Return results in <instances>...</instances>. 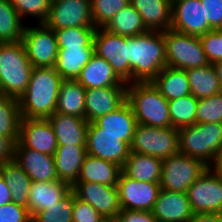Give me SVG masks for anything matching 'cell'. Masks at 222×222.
I'll return each mask as SVG.
<instances>
[{
  "instance_id": "27",
  "label": "cell",
  "mask_w": 222,
  "mask_h": 222,
  "mask_svg": "<svg viewBox=\"0 0 222 222\" xmlns=\"http://www.w3.org/2000/svg\"><path fill=\"white\" fill-rule=\"evenodd\" d=\"M86 155V146H58L53 156L58 179L73 186L78 180Z\"/></svg>"
},
{
  "instance_id": "13",
  "label": "cell",
  "mask_w": 222,
  "mask_h": 222,
  "mask_svg": "<svg viewBox=\"0 0 222 222\" xmlns=\"http://www.w3.org/2000/svg\"><path fill=\"white\" fill-rule=\"evenodd\" d=\"M120 205L125 210L152 211L161 190L160 183L137 181L123 171L117 183Z\"/></svg>"
},
{
  "instance_id": "50",
  "label": "cell",
  "mask_w": 222,
  "mask_h": 222,
  "mask_svg": "<svg viewBox=\"0 0 222 222\" xmlns=\"http://www.w3.org/2000/svg\"><path fill=\"white\" fill-rule=\"evenodd\" d=\"M13 202L10 189L0 175V206Z\"/></svg>"
},
{
  "instance_id": "49",
  "label": "cell",
  "mask_w": 222,
  "mask_h": 222,
  "mask_svg": "<svg viewBox=\"0 0 222 222\" xmlns=\"http://www.w3.org/2000/svg\"><path fill=\"white\" fill-rule=\"evenodd\" d=\"M189 222H222V214L219 213H194Z\"/></svg>"
},
{
  "instance_id": "52",
  "label": "cell",
  "mask_w": 222,
  "mask_h": 222,
  "mask_svg": "<svg viewBox=\"0 0 222 222\" xmlns=\"http://www.w3.org/2000/svg\"><path fill=\"white\" fill-rule=\"evenodd\" d=\"M212 65L215 69V72H216V75L218 77L220 87H221V90H222V61L213 63Z\"/></svg>"
},
{
  "instance_id": "1",
  "label": "cell",
  "mask_w": 222,
  "mask_h": 222,
  "mask_svg": "<svg viewBox=\"0 0 222 222\" xmlns=\"http://www.w3.org/2000/svg\"><path fill=\"white\" fill-rule=\"evenodd\" d=\"M63 81L54 67H34L27 89L18 99L21 117L46 119L55 113Z\"/></svg>"
},
{
  "instance_id": "6",
  "label": "cell",
  "mask_w": 222,
  "mask_h": 222,
  "mask_svg": "<svg viewBox=\"0 0 222 222\" xmlns=\"http://www.w3.org/2000/svg\"><path fill=\"white\" fill-rule=\"evenodd\" d=\"M167 66L188 70L209 65L199 36L169 28L164 32Z\"/></svg>"
},
{
  "instance_id": "37",
  "label": "cell",
  "mask_w": 222,
  "mask_h": 222,
  "mask_svg": "<svg viewBox=\"0 0 222 222\" xmlns=\"http://www.w3.org/2000/svg\"><path fill=\"white\" fill-rule=\"evenodd\" d=\"M198 99L192 94L168 101L171 127L182 128L196 123Z\"/></svg>"
},
{
  "instance_id": "4",
  "label": "cell",
  "mask_w": 222,
  "mask_h": 222,
  "mask_svg": "<svg viewBox=\"0 0 222 222\" xmlns=\"http://www.w3.org/2000/svg\"><path fill=\"white\" fill-rule=\"evenodd\" d=\"M33 68L22 41L0 43V94L19 99Z\"/></svg>"
},
{
  "instance_id": "24",
  "label": "cell",
  "mask_w": 222,
  "mask_h": 222,
  "mask_svg": "<svg viewBox=\"0 0 222 222\" xmlns=\"http://www.w3.org/2000/svg\"><path fill=\"white\" fill-rule=\"evenodd\" d=\"M149 31L165 32L171 28L172 3L169 0H130Z\"/></svg>"
},
{
  "instance_id": "40",
  "label": "cell",
  "mask_w": 222,
  "mask_h": 222,
  "mask_svg": "<svg viewBox=\"0 0 222 222\" xmlns=\"http://www.w3.org/2000/svg\"><path fill=\"white\" fill-rule=\"evenodd\" d=\"M130 4V0H91L93 24L96 28H103L114 15Z\"/></svg>"
},
{
  "instance_id": "5",
  "label": "cell",
  "mask_w": 222,
  "mask_h": 222,
  "mask_svg": "<svg viewBox=\"0 0 222 222\" xmlns=\"http://www.w3.org/2000/svg\"><path fill=\"white\" fill-rule=\"evenodd\" d=\"M179 152L210 165L222 149V123H195L178 129Z\"/></svg>"
},
{
  "instance_id": "20",
  "label": "cell",
  "mask_w": 222,
  "mask_h": 222,
  "mask_svg": "<svg viewBox=\"0 0 222 222\" xmlns=\"http://www.w3.org/2000/svg\"><path fill=\"white\" fill-rule=\"evenodd\" d=\"M152 214L158 222H189L194 212L185 192L161 189Z\"/></svg>"
},
{
  "instance_id": "12",
  "label": "cell",
  "mask_w": 222,
  "mask_h": 222,
  "mask_svg": "<svg viewBox=\"0 0 222 222\" xmlns=\"http://www.w3.org/2000/svg\"><path fill=\"white\" fill-rule=\"evenodd\" d=\"M194 213L222 214V179L209 168L186 191Z\"/></svg>"
},
{
  "instance_id": "32",
  "label": "cell",
  "mask_w": 222,
  "mask_h": 222,
  "mask_svg": "<svg viewBox=\"0 0 222 222\" xmlns=\"http://www.w3.org/2000/svg\"><path fill=\"white\" fill-rule=\"evenodd\" d=\"M85 93L86 89L77 80H64L55 112L85 118Z\"/></svg>"
},
{
  "instance_id": "17",
  "label": "cell",
  "mask_w": 222,
  "mask_h": 222,
  "mask_svg": "<svg viewBox=\"0 0 222 222\" xmlns=\"http://www.w3.org/2000/svg\"><path fill=\"white\" fill-rule=\"evenodd\" d=\"M85 98V119L91 123L127 101V85L86 89Z\"/></svg>"
},
{
  "instance_id": "21",
  "label": "cell",
  "mask_w": 222,
  "mask_h": 222,
  "mask_svg": "<svg viewBox=\"0 0 222 222\" xmlns=\"http://www.w3.org/2000/svg\"><path fill=\"white\" fill-rule=\"evenodd\" d=\"M47 119L55 132L58 146H86L89 123L85 118L55 112Z\"/></svg>"
},
{
  "instance_id": "19",
  "label": "cell",
  "mask_w": 222,
  "mask_h": 222,
  "mask_svg": "<svg viewBox=\"0 0 222 222\" xmlns=\"http://www.w3.org/2000/svg\"><path fill=\"white\" fill-rule=\"evenodd\" d=\"M14 160L33 181H57L54 157L25 148L19 141L14 146Z\"/></svg>"
},
{
  "instance_id": "41",
  "label": "cell",
  "mask_w": 222,
  "mask_h": 222,
  "mask_svg": "<svg viewBox=\"0 0 222 222\" xmlns=\"http://www.w3.org/2000/svg\"><path fill=\"white\" fill-rule=\"evenodd\" d=\"M12 6L25 22V18L33 17L36 24H44L49 15L51 0H10ZM30 16V17H29Z\"/></svg>"
},
{
  "instance_id": "42",
  "label": "cell",
  "mask_w": 222,
  "mask_h": 222,
  "mask_svg": "<svg viewBox=\"0 0 222 222\" xmlns=\"http://www.w3.org/2000/svg\"><path fill=\"white\" fill-rule=\"evenodd\" d=\"M196 123H222V91L198 99Z\"/></svg>"
},
{
  "instance_id": "14",
  "label": "cell",
  "mask_w": 222,
  "mask_h": 222,
  "mask_svg": "<svg viewBox=\"0 0 222 222\" xmlns=\"http://www.w3.org/2000/svg\"><path fill=\"white\" fill-rule=\"evenodd\" d=\"M87 154L107 160L123 168L130 153V146L119 136L101 132V128L91 122L87 128Z\"/></svg>"
},
{
  "instance_id": "34",
  "label": "cell",
  "mask_w": 222,
  "mask_h": 222,
  "mask_svg": "<svg viewBox=\"0 0 222 222\" xmlns=\"http://www.w3.org/2000/svg\"><path fill=\"white\" fill-rule=\"evenodd\" d=\"M103 28L109 33L126 37L143 34L149 31L141 15L131 4L121 9Z\"/></svg>"
},
{
  "instance_id": "9",
  "label": "cell",
  "mask_w": 222,
  "mask_h": 222,
  "mask_svg": "<svg viewBox=\"0 0 222 222\" xmlns=\"http://www.w3.org/2000/svg\"><path fill=\"white\" fill-rule=\"evenodd\" d=\"M21 41L33 67H55L59 48L54 30L27 24Z\"/></svg>"
},
{
  "instance_id": "47",
  "label": "cell",
  "mask_w": 222,
  "mask_h": 222,
  "mask_svg": "<svg viewBox=\"0 0 222 222\" xmlns=\"http://www.w3.org/2000/svg\"><path fill=\"white\" fill-rule=\"evenodd\" d=\"M115 222H158L152 211H136L122 209L114 218Z\"/></svg>"
},
{
  "instance_id": "7",
  "label": "cell",
  "mask_w": 222,
  "mask_h": 222,
  "mask_svg": "<svg viewBox=\"0 0 222 222\" xmlns=\"http://www.w3.org/2000/svg\"><path fill=\"white\" fill-rule=\"evenodd\" d=\"M130 151L165 159L179 152V132L173 127H152L137 123Z\"/></svg>"
},
{
  "instance_id": "35",
  "label": "cell",
  "mask_w": 222,
  "mask_h": 222,
  "mask_svg": "<svg viewBox=\"0 0 222 222\" xmlns=\"http://www.w3.org/2000/svg\"><path fill=\"white\" fill-rule=\"evenodd\" d=\"M26 25L10 0H0V43L21 41Z\"/></svg>"
},
{
  "instance_id": "51",
  "label": "cell",
  "mask_w": 222,
  "mask_h": 222,
  "mask_svg": "<svg viewBox=\"0 0 222 222\" xmlns=\"http://www.w3.org/2000/svg\"><path fill=\"white\" fill-rule=\"evenodd\" d=\"M208 168L219 178L222 179V149L214 158L213 162L208 166Z\"/></svg>"
},
{
  "instance_id": "36",
  "label": "cell",
  "mask_w": 222,
  "mask_h": 222,
  "mask_svg": "<svg viewBox=\"0 0 222 222\" xmlns=\"http://www.w3.org/2000/svg\"><path fill=\"white\" fill-rule=\"evenodd\" d=\"M21 119L18 99L0 94V134L9 137L16 144Z\"/></svg>"
},
{
  "instance_id": "46",
  "label": "cell",
  "mask_w": 222,
  "mask_h": 222,
  "mask_svg": "<svg viewBox=\"0 0 222 222\" xmlns=\"http://www.w3.org/2000/svg\"><path fill=\"white\" fill-rule=\"evenodd\" d=\"M205 19L213 30L222 29V0H201Z\"/></svg>"
},
{
  "instance_id": "23",
  "label": "cell",
  "mask_w": 222,
  "mask_h": 222,
  "mask_svg": "<svg viewBox=\"0 0 222 222\" xmlns=\"http://www.w3.org/2000/svg\"><path fill=\"white\" fill-rule=\"evenodd\" d=\"M94 122L101 128V132L117 135L120 140L131 145L137 120L127 101L115 111L109 112Z\"/></svg>"
},
{
  "instance_id": "39",
  "label": "cell",
  "mask_w": 222,
  "mask_h": 222,
  "mask_svg": "<svg viewBox=\"0 0 222 222\" xmlns=\"http://www.w3.org/2000/svg\"><path fill=\"white\" fill-rule=\"evenodd\" d=\"M96 27H71L54 30L58 48L87 47L94 37Z\"/></svg>"
},
{
  "instance_id": "53",
  "label": "cell",
  "mask_w": 222,
  "mask_h": 222,
  "mask_svg": "<svg viewBox=\"0 0 222 222\" xmlns=\"http://www.w3.org/2000/svg\"><path fill=\"white\" fill-rule=\"evenodd\" d=\"M103 222H115L114 219H105Z\"/></svg>"
},
{
  "instance_id": "38",
  "label": "cell",
  "mask_w": 222,
  "mask_h": 222,
  "mask_svg": "<svg viewBox=\"0 0 222 222\" xmlns=\"http://www.w3.org/2000/svg\"><path fill=\"white\" fill-rule=\"evenodd\" d=\"M75 193L71 190L63 199L49 209L37 212L32 222H73Z\"/></svg>"
},
{
  "instance_id": "2",
  "label": "cell",
  "mask_w": 222,
  "mask_h": 222,
  "mask_svg": "<svg viewBox=\"0 0 222 222\" xmlns=\"http://www.w3.org/2000/svg\"><path fill=\"white\" fill-rule=\"evenodd\" d=\"M127 46L132 82L152 81L167 66L164 32L127 37Z\"/></svg>"
},
{
  "instance_id": "8",
  "label": "cell",
  "mask_w": 222,
  "mask_h": 222,
  "mask_svg": "<svg viewBox=\"0 0 222 222\" xmlns=\"http://www.w3.org/2000/svg\"><path fill=\"white\" fill-rule=\"evenodd\" d=\"M208 169L200 159L178 152L162 161L161 189L185 192Z\"/></svg>"
},
{
  "instance_id": "3",
  "label": "cell",
  "mask_w": 222,
  "mask_h": 222,
  "mask_svg": "<svg viewBox=\"0 0 222 222\" xmlns=\"http://www.w3.org/2000/svg\"><path fill=\"white\" fill-rule=\"evenodd\" d=\"M127 102L137 123L152 127H170L168 100L151 81L127 83Z\"/></svg>"
},
{
  "instance_id": "11",
  "label": "cell",
  "mask_w": 222,
  "mask_h": 222,
  "mask_svg": "<svg viewBox=\"0 0 222 222\" xmlns=\"http://www.w3.org/2000/svg\"><path fill=\"white\" fill-rule=\"evenodd\" d=\"M44 24L52 30L95 27L91 0H51L49 15Z\"/></svg>"
},
{
  "instance_id": "18",
  "label": "cell",
  "mask_w": 222,
  "mask_h": 222,
  "mask_svg": "<svg viewBox=\"0 0 222 222\" xmlns=\"http://www.w3.org/2000/svg\"><path fill=\"white\" fill-rule=\"evenodd\" d=\"M18 141L25 148L52 156L58 147L55 132L47 118H22Z\"/></svg>"
},
{
  "instance_id": "30",
  "label": "cell",
  "mask_w": 222,
  "mask_h": 222,
  "mask_svg": "<svg viewBox=\"0 0 222 222\" xmlns=\"http://www.w3.org/2000/svg\"><path fill=\"white\" fill-rule=\"evenodd\" d=\"M151 82L168 101L191 94L187 72L183 69L165 66Z\"/></svg>"
},
{
  "instance_id": "28",
  "label": "cell",
  "mask_w": 222,
  "mask_h": 222,
  "mask_svg": "<svg viewBox=\"0 0 222 222\" xmlns=\"http://www.w3.org/2000/svg\"><path fill=\"white\" fill-rule=\"evenodd\" d=\"M122 168L110 161L87 154L83 161L76 183H99L117 186Z\"/></svg>"
},
{
  "instance_id": "25",
  "label": "cell",
  "mask_w": 222,
  "mask_h": 222,
  "mask_svg": "<svg viewBox=\"0 0 222 222\" xmlns=\"http://www.w3.org/2000/svg\"><path fill=\"white\" fill-rule=\"evenodd\" d=\"M94 54L93 41L87 47L59 48L54 68L63 80H77Z\"/></svg>"
},
{
  "instance_id": "33",
  "label": "cell",
  "mask_w": 222,
  "mask_h": 222,
  "mask_svg": "<svg viewBox=\"0 0 222 222\" xmlns=\"http://www.w3.org/2000/svg\"><path fill=\"white\" fill-rule=\"evenodd\" d=\"M190 92L197 98H207L221 92L220 83L212 64L186 70Z\"/></svg>"
},
{
  "instance_id": "26",
  "label": "cell",
  "mask_w": 222,
  "mask_h": 222,
  "mask_svg": "<svg viewBox=\"0 0 222 222\" xmlns=\"http://www.w3.org/2000/svg\"><path fill=\"white\" fill-rule=\"evenodd\" d=\"M77 81L85 89L127 85L116 75L107 60L97 54L82 69Z\"/></svg>"
},
{
  "instance_id": "48",
  "label": "cell",
  "mask_w": 222,
  "mask_h": 222,
  "mask_svg": "<svg viewBox=\"0 0 222 222\" xmlns=\"http://www.w3.org/2000/svg\"><path fill=\"white\" fill-rule=\"evenodd\" d=\"M14 146L9 137L0 134V164L14 159Z\"/></svg>"
},
{
  "instance_id": "45",
  "label": "cell",
  "mask_w": 222,
  "mask_h": 222,
  "mask_svg": "<svg viewBox=\"0 0 222 222\" xmlns=\"http://www.w3.org/2000/svg\"><path fill=\"white\" fill-rule=\"evenodd\" d=\"M105 219L89 204L75 195L73 222H103Z\"/></svg>"
},
{
  "instance_id": "15",
  "label": "cell",
  "mask_w": 222,
  "mask_h": 222,
  "mask_svg": "<svg viewBox=\"0 0 222 222\" xmlns=\"http://www.w3.org/2000/svg\"><path fill=\"white\" fill-rule=\"evenodd\" d=\"M76 197L89 203L104 219H114L122 210L117 186L85 182L72 186Z\"/></svg>"
},
{
  "instance_id": "10",
  "label": "cell",
  "mask_w": 222,
  "mask_h": 222,
  "mask_svg": "<svg viewBox=\"0 0 222 222\" xmlns=\"http://www.w3.org/2000/svg\"><path fill=\"white\" fill-rule=\"evenodd\" d=\"M93 42L95 54L107 60L116 75L125 83L132 82V71L128 61L127 37L96 28Z\"/></svg>"
},
{
  "instance_id": "31",
  "label": "cell",
  "mask_w": 222,
  "mask_h": 222,
  "mask_svg": "<svg viewBox=\"0 0 222 222\" xmlns=\"http://www.w3.org/2000/svg\"><path fill=\"white\" fill-rule=\"evenodd\" d=\"M0 175L10 189L12 200L17 205L28 208V197L32 185L30 177L14 160L0 164Z\"/></svg>"
},
{
  "instance_id": "44",
  "label": "cell",
  "mask_w": 222,
  "mask_h": 222,
  "mask_svg": "<svg viewBox=\"0 0 222 222\" xmlns=\"http://www.w3.org/2000/svg\"><path fill=\"white\" fill-rule=\"evenodd\" d=\"M0 222H32L28 208L14 202L0 206Z\"/></svg>"
},
{
  "instance_id": "43",
  "label": "cell",
  "mask_w": 222,
  "mask_h": 222,
  "mask_svg": "<svg viewBox=\"0 0 222 222\" xmlns=\"http://www.w3.org/2000/svg\"><path fill=\"white\" fill-rule=\"evenodd\" d=\"M199 38L210 64L222 61V29L208 31Z\"/></svg>"
},
{
  "instance_id": "29",
  "label": "cell",
  "mask_w": 222,
  "mask_h": 222,
  "mask_svg": "<svg viewBox=\"0 0 222 222\" xmlns=\"http://www.w3.org/2000/svg\"><path fill=\"white\" fill-rule=\"evenodd\" d=\"M162 159L136 152L129 153L122 171L137 181L160 183Z\"/></svg>"
},
{
  "instance_id": "16",
  "label": "cell",
  "mask_w": 222,
  "mask_h": 222,
  "mask_svg": "<svg viewBox=\"0 0 222 222\" xmlns=\"http://www.w3.org/2000/svg\"><path fill=\"white\" fill-rule=\"evenodd\" d=\"M171 28L189 35L201 36L213 30L205 19L201 0H177L172 3Z\"/></svg>"
},
{
  "instance_id": "22",
  "label": "cell",
  "mask_w": 222,
  "mask_h": 222,
  "mask_svg": "<svg viewBox=\"0 0 222 222\" xmlns=\"http://www.w3.org/2000/svg\"><path fill=\"white\" fill-rule=\"evenodd\" d=\"M72 186L65 181H33L28 197V210L33 217L37 212L49 209L63 199Z\"/></svg>"
}]
</instances>
